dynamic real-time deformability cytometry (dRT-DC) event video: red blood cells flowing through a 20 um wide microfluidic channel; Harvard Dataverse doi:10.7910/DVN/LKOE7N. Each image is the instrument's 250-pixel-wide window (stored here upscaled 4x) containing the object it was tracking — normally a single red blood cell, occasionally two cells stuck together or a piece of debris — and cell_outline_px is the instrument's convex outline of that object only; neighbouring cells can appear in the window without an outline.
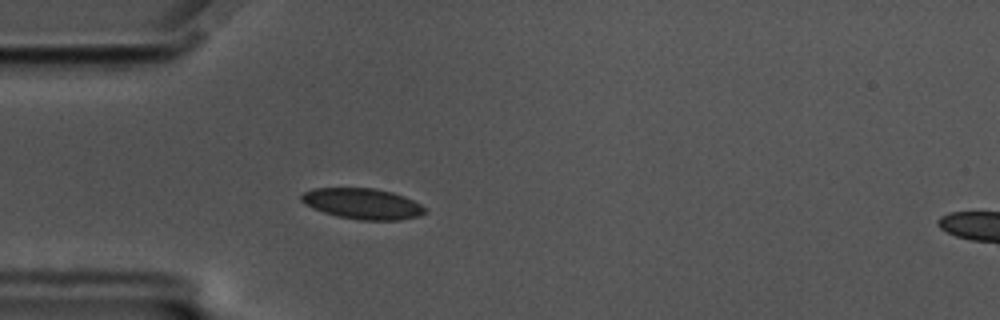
{"species": "common noctule bat (a hibernating species)", "species_latin": "Nyctalus noctula", "temperature_condition": "cold", "stored_images_in_passage": 47, "camera_frame_rate_fps": 3000, "um_per_image_px": 0.085, "animal": {"sex": "male", "body_mass_g": 17.5, "forearm_length_mm": 52.3}, "frame": {"image": 1, "passage_image": 9, "time_ms": 2.667, "image_size_px": [1000, 320], "cell_outline_px": [[428, 212], [420, 216], [400, 220], [360, 220], [336, 216], [312, 208], [304, 204], [300, 200], [300, 196], [304, 192], [316, 188], [372, 188], [392, 192], [404, 196], [420, 204]], "centroid_in_image_um": [30.81, 17.32], "position_along_channel_um": 54.2, "area_um2": 22.2}}
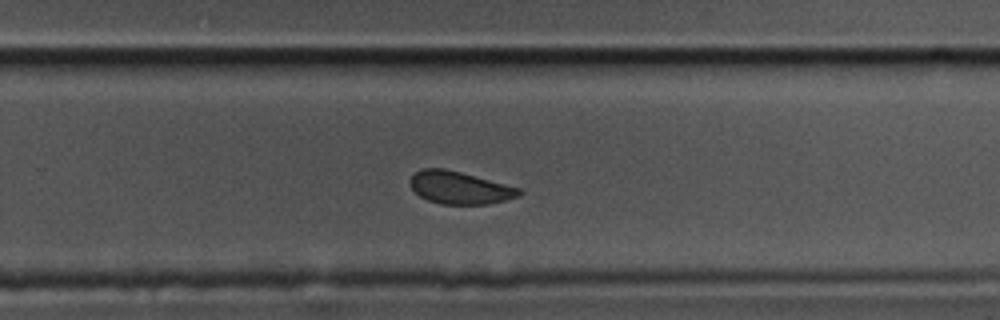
{"frame": {"image": 2, "passage_image": 30, "time_ms": 9.667, "image_size_px": [1000, 320], "cell_outline_px": [[524, 192], [520, 196], [488, 204], [440, 204], [428, 200], [420, 196], [408, 184], [408, 180], [416, 172], [424, 168], [444, 168], [460, 172], [520, 188]], "centroid_in_image_um": [39.06, 15.96], "position_along_channel_um": 290.7, "area_um2": 20.58}}
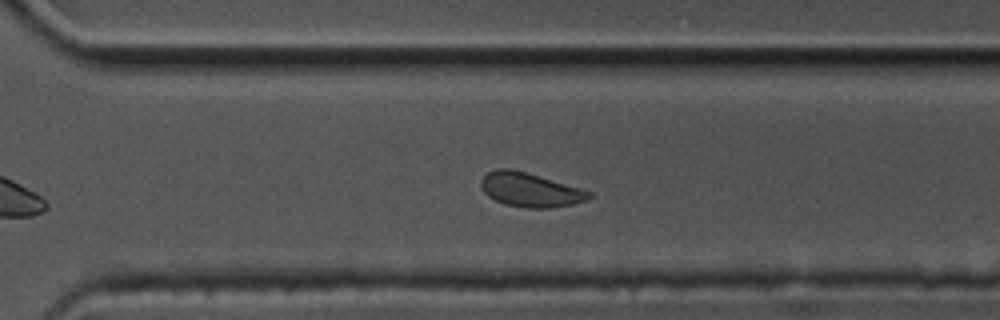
{"frame": {"image": 3, "passage_image": 33, "time_ms": 10.667, "image_size_px": [1000, 320], "cell_outline_px": [[592, 196], [588, 200], [572, 204], [548, 208], [528, 208], [504, 204], [488, 196], [484, 192], [480, 184], [480, 180], [488, 172], [496, 168], [508, 168], [524, 172], [580, 188], [592, 192]], "centroid_in_image_um": [45.05, 16.14], "position_along_channel_um": 325.6, "area_um2": 21.21}, "authors_computed_cell_mechanics": {"area_um2": 22.0796, "velocity_mm_per_s": 3.4764, "shape_relaxation_time_tau1_ms": 6.1807, "shape_relaxation_time_tau2_ms": 1.6768, "deformation_change_tau1": 0.0679, "deformation_change_tau2": 0.0705}}